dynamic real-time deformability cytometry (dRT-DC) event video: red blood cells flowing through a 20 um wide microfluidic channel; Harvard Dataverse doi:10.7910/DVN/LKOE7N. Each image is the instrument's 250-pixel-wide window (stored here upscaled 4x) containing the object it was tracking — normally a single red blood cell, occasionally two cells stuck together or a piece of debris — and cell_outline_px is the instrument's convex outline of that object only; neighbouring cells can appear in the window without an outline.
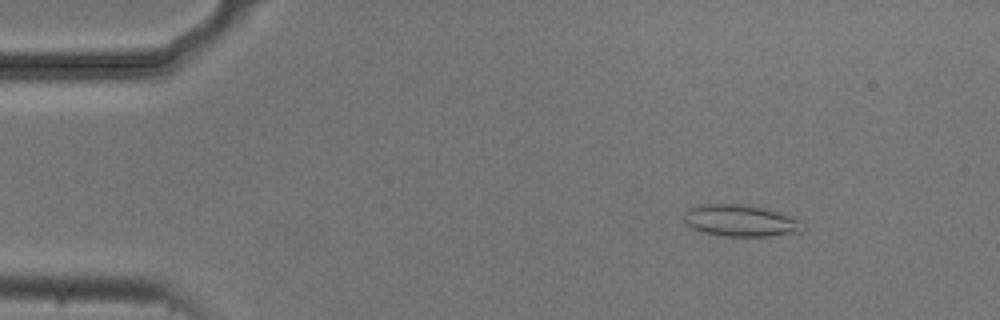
{"species": "common noctule bat (a hibernating species)", "species_latin": "Nyctalus noctula", "temperature_condition": "cold", "stored_images_in_passage": 50, "camera_frame_rate_fps": 3000, "um_per_image_px": 0.085, "animal": {"sex": "male", "body_mass_g": 20.5, "forearm_length_mm": 52.5}, "frame": {"image": 1, "passage_image": 7, "time_ms": 2.0, "image_size_px": [1000, 320], "cell_outline_px": [[808, 228], [804, 232], [768, 236], [724, 236], [700, 232], [692, 228], [684, 220], [684, 212], [688, 208], [700, 204], [752, 204], [768, 208], [792, 216], [800, 220]], "centroid_in_image_um": [63.02, 18.75], "position_along_channel_um": 22.0, "area_um2": 22.66}}
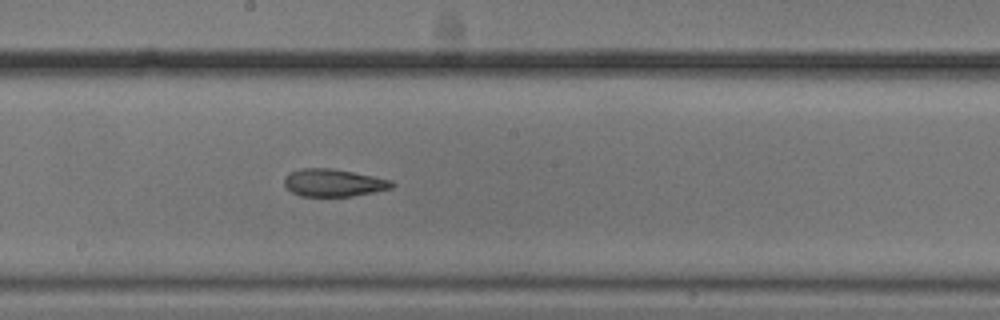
{"frame": {"image": 2, "passage_image": 29, "time_ms": 9.333, "image_size_px": [1000, 320], "cell_outline_px": [[396, 184], [392, 188], [352, 196], [300, 196], [292, 192], [284, 184], [284, 176], [288, 172], [300, 168], [332, 168], [392, 180]], "centroid_in_image_um": [28.32, 15.53], "position_along_channel_um": 219.9, "area_um2": 17.28}}
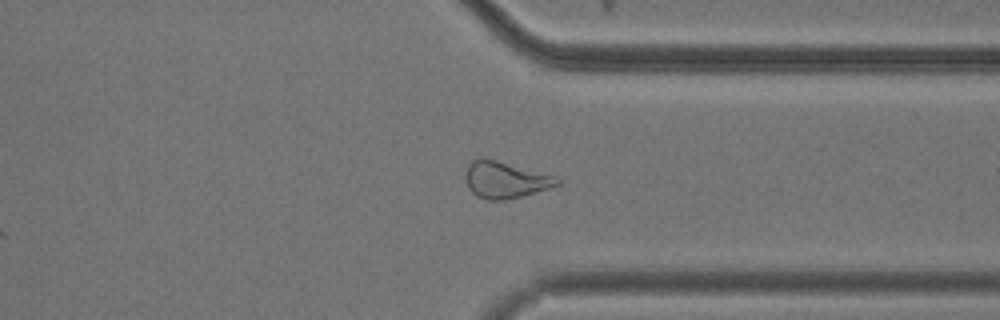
{"frame": {"image": 3, "passage_image": 41, "time_ms": 13.333, "image_size_px": [1000, 320], "cell_outline_px": [[560, 184], [548, 188], [520, 196], [504, 200], [488, 200], [476, 196], [468, 188], [464, 176], [468, 164], [472, 160], [496, 160], [556, 176], [560, 180]], "centroid_in_image_um": [42.93, 15.3], "position_along_channel_um": 368.5, "area_um2": 19.19}, "authors_computed_cell_mechanics": {"area_um2": 19.074, "velocity_mm_per_s": 3.746, "shape_relaxation_time_tau1_ms": null, "shape_relaxation_time_tau2_ms": 3.2523, "deformation_change_tau1": null, "deformation_change_tau2": 0.1056}}